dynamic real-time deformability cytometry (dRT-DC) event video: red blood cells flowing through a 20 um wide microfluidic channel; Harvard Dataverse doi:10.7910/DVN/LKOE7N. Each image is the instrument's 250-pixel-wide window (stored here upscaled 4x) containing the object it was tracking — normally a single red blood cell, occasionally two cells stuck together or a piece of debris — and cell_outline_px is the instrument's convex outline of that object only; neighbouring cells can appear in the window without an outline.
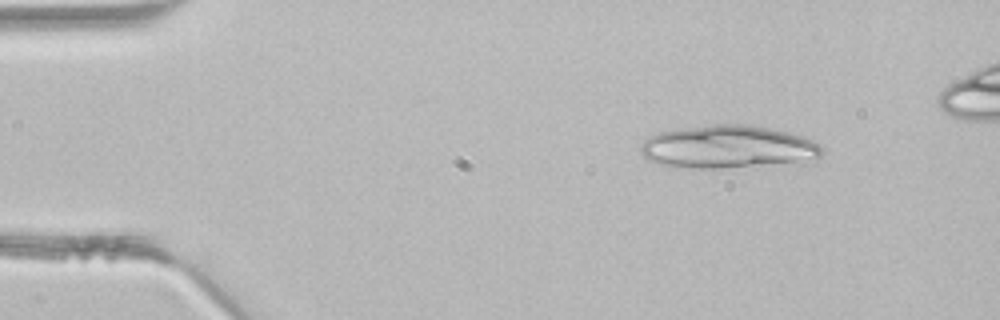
{"species": "common noctule bat (a hibernating species)", "species_latin": "Nyctalus noctula", "temperature_condition": "room temperature", "stored_images_in_passage": 3, "camera_frame_rate_fps": 3000, "um_per_image_px": 0.085, "animal": {"sex": "male", "body_mass_g": 21.5, "forearm_length_mm": 52.0}, "frame": {"image": 1, "passage_image": 1, "time_ms": 0.0, "image_size_px": [1000, 320], "cell_outline_px": [[824, 152], [816, 160], [720, 168], [672, 168], [656, 164], [648, 160], [640, 152], [640, 144], [648, 136], [660, 132], [680, 128], [708, 124], [748, 124], [788, 132], [804, 136], [820, 144], [824, 148]], "centroid_in_image_um": [61.83, 12.48], "position_along_channel_um": 23.2, "area_um2": 45.89}}